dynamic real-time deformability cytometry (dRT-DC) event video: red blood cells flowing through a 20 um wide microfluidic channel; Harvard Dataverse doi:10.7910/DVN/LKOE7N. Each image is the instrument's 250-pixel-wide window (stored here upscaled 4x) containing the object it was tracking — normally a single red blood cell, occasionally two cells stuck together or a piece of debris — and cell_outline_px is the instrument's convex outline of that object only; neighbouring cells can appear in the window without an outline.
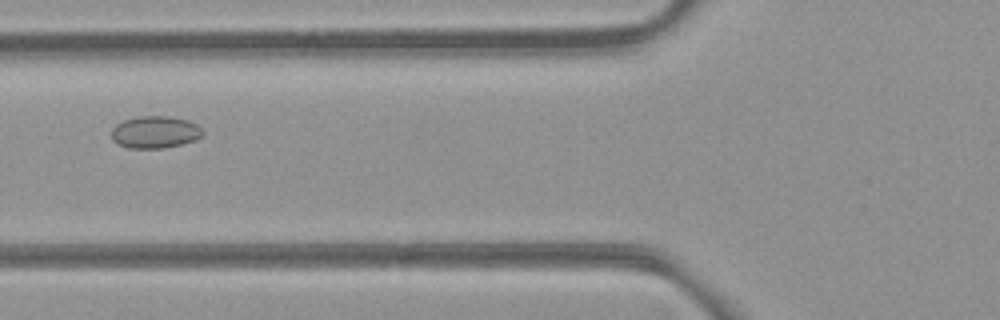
{"species": "common noctule bat (a hibernating species)", "species_latin": "Nyctalus noctula", "temperature_condition": "room temperature", "stored_images_in_passage": 35, "camera_frame_rate_fps": 3000, "um_per_image_px": 0.085, "animal": {"sex": "female", "body_mass_g": 21.9}, "frame": {"image": 1, "passage_image": 6, "time_ms": 1.667, "image_size_px": [1000, 320], "cell_outline_px": [[204, 136], [196, 140], [164, 148], [128, 148], [116, 144], [112, 140], [112, 128], [116, 124], [124, 120], [140, 116], [168, 116], [188, 120], [196, 124], [204, 132]], "centroid_in_image_um": [13.18, 11.24], "position_along_channel_um": 112.6, "area_um2": 17.22}}
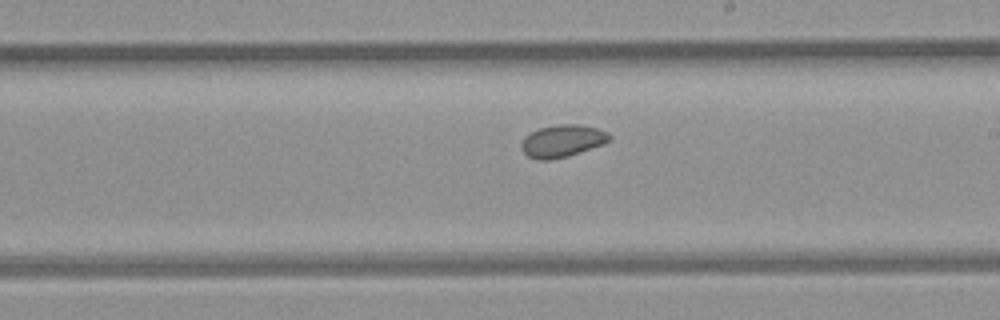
{"frame": {"image": 2, "passage_image": 16, "time_ms": 5.0, "image_size_px": [1000, 320], "cell_outline_px": [[612, 140], [604, 144], [568, 156], [548, 160], [540, 160], [528, 156], [520, 148], [520, 144], [524, 136], [540, 128], [560, 124], [580, 124], [596, 128], [608, 132], [612, 136]], "centroid_in_image_um": [47.82, 11.98], "position_along_channel_um": 241.2, "area_um2": 16.65}}
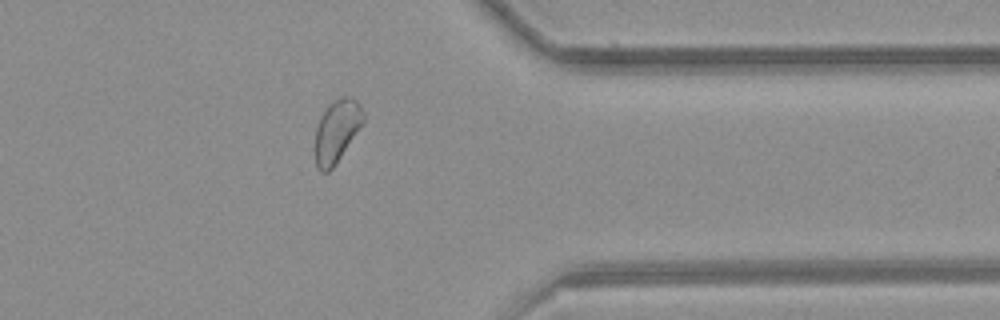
{"frame": {"image": 3, "passage_image": 28, "time_ms": 9.0, "image_size_px": [1000, 320], "cell_outline_px": [[364, 120], [332, 168], [328, 172], [320, 172], [316, 164], [316, 128], [320, 116], [328, 104], [332, 100], [340, 96], [352, 96], [360, 104], [364, 112]], "centroid_in_image_um": [28.62, 11.06], "position_along_channel_um": 382.8, "area_um2": 17.28}, "authors_computed_cell_mechanics": {"area_um2": 16.6464, "velocity_mm_per_s": 3.8545, "shape_relaxation_time_tau1_ms": null, "shape_relaxation_time_tau2_ms": 6.87, "deformation_change_tau1": null, "deformation_change_tau2": 0.0852}}